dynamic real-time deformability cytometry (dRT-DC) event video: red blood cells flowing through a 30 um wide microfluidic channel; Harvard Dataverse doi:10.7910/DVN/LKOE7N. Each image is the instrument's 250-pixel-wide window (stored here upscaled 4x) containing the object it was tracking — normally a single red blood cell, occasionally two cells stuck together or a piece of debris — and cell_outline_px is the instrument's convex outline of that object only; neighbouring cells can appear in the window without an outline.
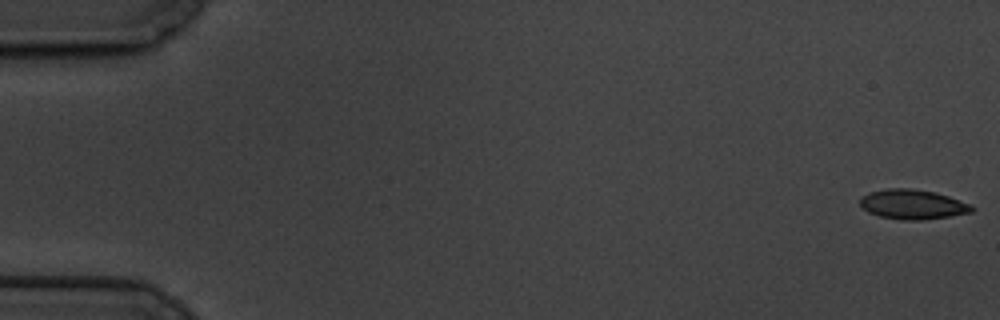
{"species": "common noctule bat (a hibernating species)", "species_latin": "Nyctalus noctula", "temperature_condition": "cold", "stored_images_in_passage": 62, "segment_of_instrument_passage": [1, 2], "camera_frame_rate_fps": 3000, "um_per_image_px": 0.085, "animal": {"sex": "male", "body_mass_g": 19.5, "forearm_length_mm": 54.6}, "frame": {"image": 1, "passage_image": 1, "time_ms": 0.0, "image_size_px": [1000, 320], "cell_outline_px": [[976, 208], [972, 212], [924, 220], [900, 220], [880, 216], [868, 212], [860, 204], [860, 196], [868, 192], [888, 188], [912, 188], [936, 192], [948, 196], [968, 204]], "centroid_in_image_um": [77.54, 17.36], "position_along_channel_um": 7.5, "area_um2": 19.36}}
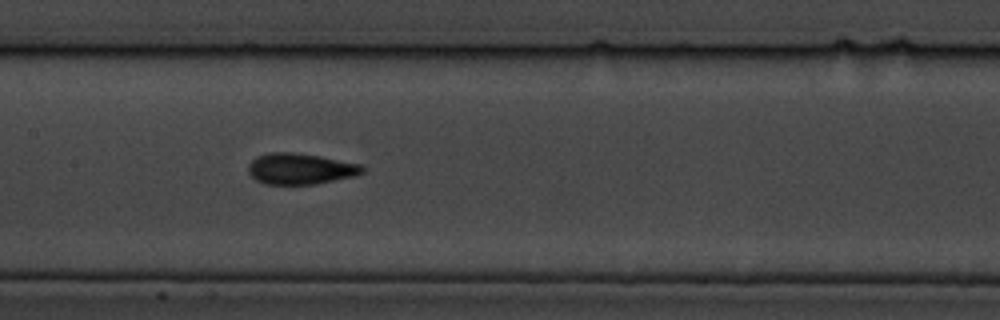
{"frame": {"image": 2, "passage_image": 30, "time_ms": 9.667, "image_size_px": [1000, 320], "cell_outline_px": [[364, 172], [356, 176], [316, 184], [264, 184], [256, 180], [248, 172], [248, 164], [256, 156], [272, 152], [292, 152], [320, 156], [360, 164], [364, 168]], "centroid_in_image_um": [25.52, 14.35], "position_along_channel_um": 181.9, "area_um2": 20.69}}
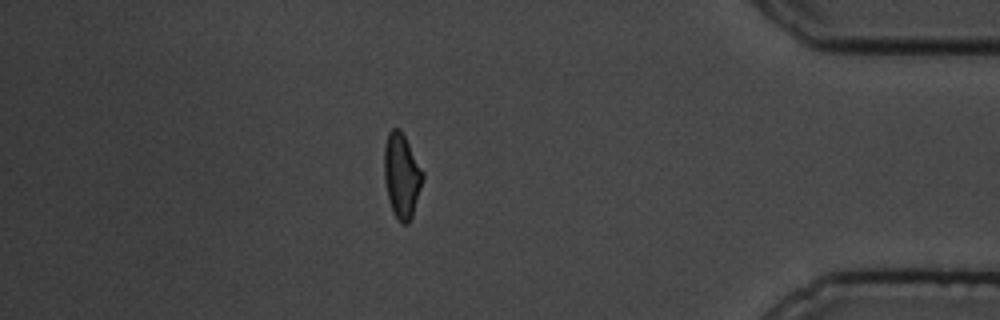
{"frame": {"image": 3, "passage_image": 53, "time_ms": 17.333, "image_size_px": [1000, 320], "cell_outline_px": [[424, 176], [412, 216], [408, 224], [400, 224], [392, 212], [384, 180], [384, 148], [388, 132], [392, 128], [400, 128], [424, 172]], "centroid_in_image_um": [34.13, 14.93], "position_along_channel_um": 401.1, "area_um2": 19.02}}